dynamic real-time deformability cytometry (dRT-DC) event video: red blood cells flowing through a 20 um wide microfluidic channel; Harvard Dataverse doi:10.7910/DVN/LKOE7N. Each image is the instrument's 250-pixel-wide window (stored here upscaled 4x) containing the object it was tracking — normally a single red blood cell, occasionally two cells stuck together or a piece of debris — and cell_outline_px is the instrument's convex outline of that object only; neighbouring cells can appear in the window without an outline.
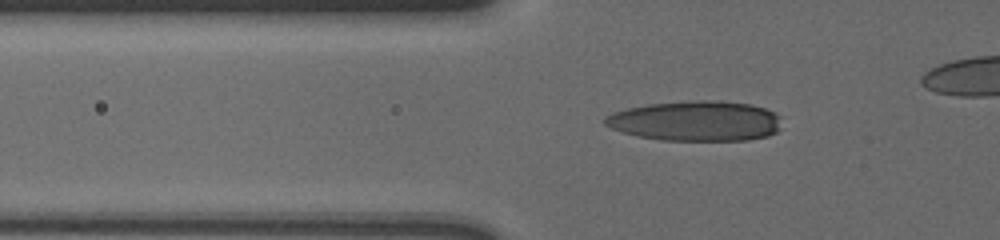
{"species": "human", "species_latin": "Homo sapiens", "temperature_condition": "cold", "stored_images_in_passage": 57, "camera_frame_rate_fps": 3000, "um_per_image_px": 0.085, "donor": {"sex": "male"}, "frame": {"image": 1, "passage_image": 25, "time_ms": 8.0, "image_size_px": [1000, 240], "cell_outline_px": [[780, 128], [776, 132], [768, 136], [748, 140], [660, 140], [636, 136], [612, 128], [604, 124], [604, 116], [612, 112], [628, 108], [648, 104], [692, 100], [716, 100], [752, 104], [776, 112], [780, 116]], "centroid_in_image_um": [59.16, 10.27], "position_along_channel_um": 66.6, "area_um2": 41.62}}
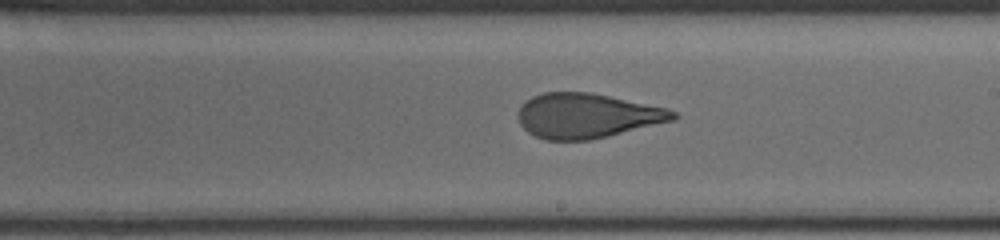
{"frame": {"image": 2, "passage_image": 40, "time_ms": 13.0, "image_size_px": [1000, 240], "cell_outline_px": [[680, 116], [672, 120], [608, 136], [588, 140], [544, 140], [528, 132], [520, 124], [520, 108], [524, 100], [532, 96], [544, 92], [588, 92], [668, 108], [676, 112]], "centroid_in_image_um": [49.88, 9.83], "position_along_channel_um": 239.1, "area_um2": 40.06}}
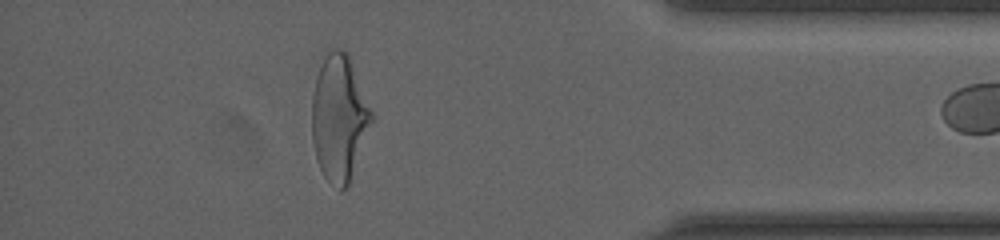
{"frame": {"image": 3, "passage_image": 56, "time_ms": 18.333, "image_size_px": [1000, 240], "cell_outline_px": [[372, 120], [348, 188], [340, 192], [324, 176], [316, 160], [312, 140], [312, 96], [316, 76], [328, 52], [332, 48], [340, 48], [348, 52], [372, 112]], "centroid_in_image_um": [28.81, 10.05], "position_along_channel_um": 406.4, "area_um2": 43.64}}